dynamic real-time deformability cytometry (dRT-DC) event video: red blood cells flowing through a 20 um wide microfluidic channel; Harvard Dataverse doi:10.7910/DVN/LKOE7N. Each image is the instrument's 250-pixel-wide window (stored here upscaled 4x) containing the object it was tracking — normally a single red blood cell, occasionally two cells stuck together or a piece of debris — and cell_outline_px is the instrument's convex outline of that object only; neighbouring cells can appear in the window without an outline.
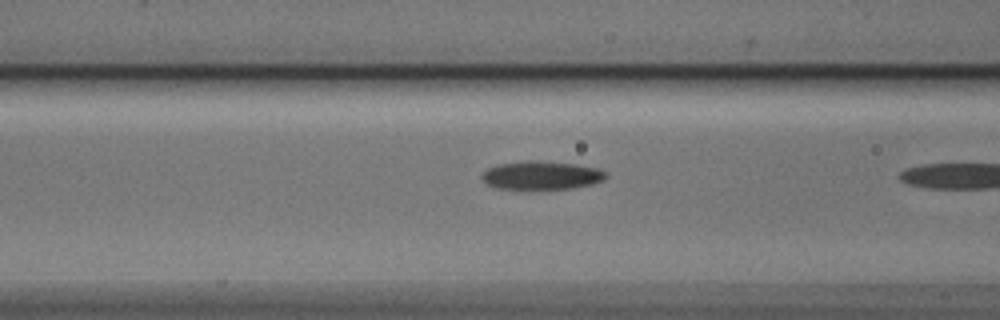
{"species": "Egyptian fruit bat (a non-hibernating species)", "species_latin": "Rousettus aegyptiacus", "temperature_condition": "cold", "stored_images_in_passage": 9, "camera_frame_rate_fps": 3000, "um_per_image_px": 0.085, "animal": {"sex": "male"}, "frame": {"image": 1, "passage_image": 8, "time_ms": 2.333, "image_size_px": [1000, 320], "cell_outline_px": [[608, 176], [604, 180], [592, 184], [572, 188], [496, 188], [488, 184], [480, 176], [488, 168], [496, 164], [528, 160], [532, 160], [576, 164], [596, 168], [604, 172]], "centroid_in_image_um": [46.02, 14.89], "position_along_channel_um": 120.6, "area_um2": 20.23}}